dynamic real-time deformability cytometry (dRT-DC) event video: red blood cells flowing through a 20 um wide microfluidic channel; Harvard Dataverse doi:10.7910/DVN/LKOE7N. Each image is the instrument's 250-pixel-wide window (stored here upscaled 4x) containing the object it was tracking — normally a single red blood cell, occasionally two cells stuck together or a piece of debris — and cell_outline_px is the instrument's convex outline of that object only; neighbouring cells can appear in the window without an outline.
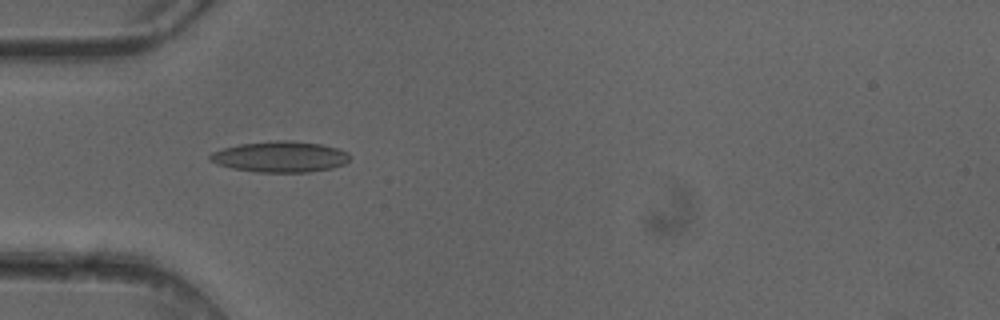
{"species": "common noctule bat (a hibernating species)", "species_latin": "Nyctalus noctula", "temperature_condition": "cold", "stored_images_in_passage": 3, "camera_frame_rate_fps": 3000, "um_per_image_px": 0.085, "animal": {"sex": "female"}, "frame": {"image": 1, "passage_image": 2, "time_ms": 0.333, "image_size_px": [1000, 320], "cell_outline_px": [[352, 156], [344, 164], [332, 168], [308, 172], [260, 172], [232, 168], [216, 164], [208, 160], [208, 156], [212, 152], [224, 148], [240, 144], [276, 140], [292, 140], [324, 144], [348, 152]], "centroid_in_image_um": [23.83, 13.32], "position_along_channel_um": 61.2, "area_um2": 25.32}}
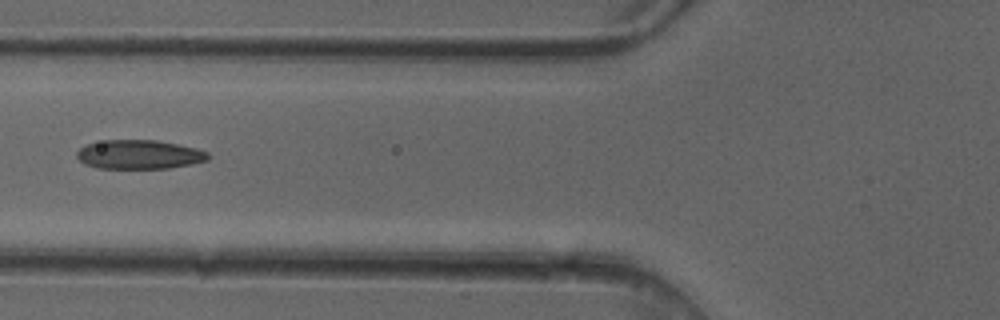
{"frame": {"image": 2, "passage_image": 3, "time_ms": 0.667, "image_size_px": [1000, 320], "cell_outline_px": [[208, 160], [192, 164], [168, 168], [96, 168], [84, 164], [76, 156], [76, 152], [80, 148], [88, 144], [104, 140], [156, 140], [196, 148], [208, 152]], "centroid_in_image_um": [11.82, 13.13], "position_along_channel_um": 114.0, "area_um2": 22.14}}